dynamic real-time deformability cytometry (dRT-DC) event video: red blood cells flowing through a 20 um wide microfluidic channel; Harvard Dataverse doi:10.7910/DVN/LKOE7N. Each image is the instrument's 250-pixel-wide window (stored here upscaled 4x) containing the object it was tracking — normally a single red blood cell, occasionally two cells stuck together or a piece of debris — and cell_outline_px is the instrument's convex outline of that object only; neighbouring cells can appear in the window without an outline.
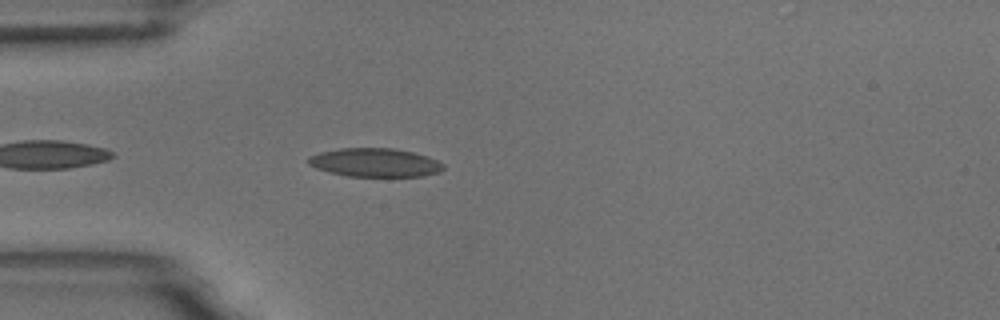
{"species": "common noctule bat (a hibernating species)", "species_latin": "Nyctalus noctula", "temperature_condition": "room temperature", "stored_images_in_passage": 4, "camera_frame_rate_fps": 3000, "um_per_image_px": 0.085, "animal": {"sex": "male", "body_mass_g": 18.8}, "frame": {"image": 1, "passage_image": 4, "time_ms": 3.333, "image_size_px": [1000, 320], "cell_outline_px": [[444, 168], [440, 172], [424, 176], [348, 176], [328, 172], [316, 168], [308, 164], [308, 156], [320, 152], [340, 148], [392, 148], [412, 152], [428, 156], [444, 164]], "centroid_in_image_um": [31.87, 13.82], "position_along_channel_um": 53.1, "area_um2": 22.54}}